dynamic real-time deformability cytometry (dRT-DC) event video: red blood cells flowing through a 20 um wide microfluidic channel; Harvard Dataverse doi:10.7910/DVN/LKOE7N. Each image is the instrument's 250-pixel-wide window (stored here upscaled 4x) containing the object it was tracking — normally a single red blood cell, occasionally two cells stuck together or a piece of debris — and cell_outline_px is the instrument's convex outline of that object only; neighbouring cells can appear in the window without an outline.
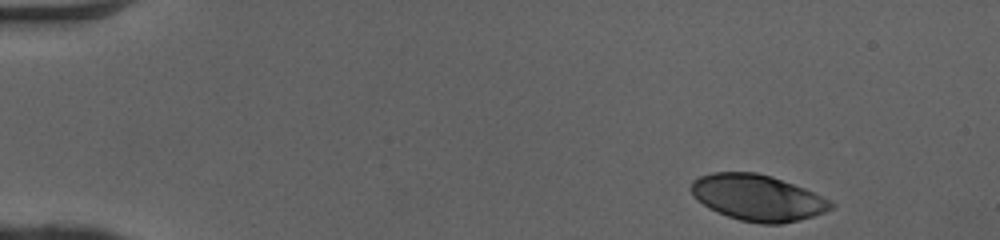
{"species": "human", "species_latin": "Homo sapiens", "temperature_condition": "cold", "stored_images_in_passage": 46, "camera_frame_rate_fps": 3000, "um_per_image_px": 0.085, "donor": {"sex": "female"}, "frame": {"image": 1, "passage_image": 1, "time_ms": 0.0, "image_size_px": [1000, 240], "cell_outline_px": [[836, 204], [832, 208], [824, 212], [800, 220], [780, 224], [760, 224], [740, 220], [728, 216], [708, 208], [692, 192], [692, 180], [700, 176], [712, 172], [756, 172], [772, 176], [804, 188]], "centroid_in_image_um": [64.41, 16.8], "position_along_channel_um": 20.6, "area_um2": 37.17}}
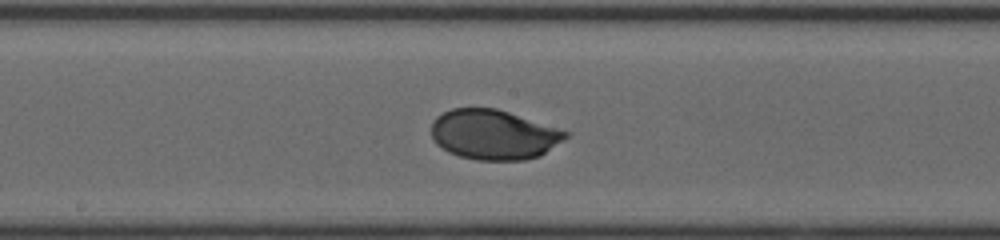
{"frame": {"image": 2, "passage_image": 23, "time_ms": 7.333, "image_size_px": [1000, 240], "cell_outline_px": [[572, 132], [568, 136], [540, 156], [524, 160], [480, 160], [460, 156], [448, 152], [436, 144], [432, 136], [432, 120], [436, 116], [452, 108], [496, 108]], "centroid_in_image_um": [41.96, 11.44], "position_along_channel_um": 206.2, "area_um2": 39.02}}
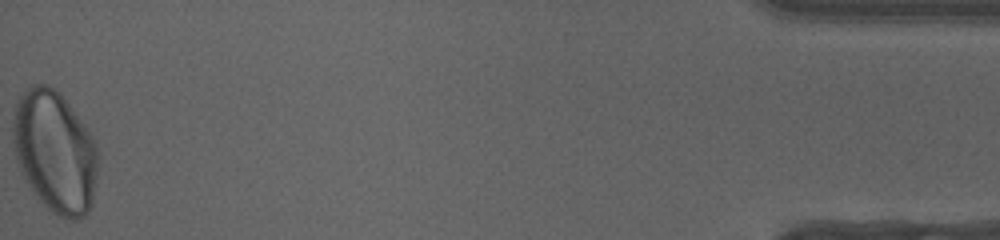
{"frame": {"image": 3, "passage_image": 46, "time_ms": 15.0, "image_size_px": [1000, 240], "cell_outline_px": [[100, 160], [92, 204], [88, 212], [80, 220], [64, 220], [48, 212], [28, 184], [16, 160], [12, 140], [12, 120], [16, 100], [32, 84], [48, 84], [60, 92], [96, 140], [100, 152]], "centroid_in_image_um": [4.7, 12.92], "position_along_channel_um": 430.5, "area_um2": 61.73}, "authors_computed_cell_mechanics": {"area_um2": 39.4485, "velocity_mm_per_s": 4.0694, "shape_relaxation_time_tau1_ms": 3.2371, "shape_relaxation_time_tau2_ms": null, "deformation_change_tau1": 0.1545, "deformation_change_tau2": null}}